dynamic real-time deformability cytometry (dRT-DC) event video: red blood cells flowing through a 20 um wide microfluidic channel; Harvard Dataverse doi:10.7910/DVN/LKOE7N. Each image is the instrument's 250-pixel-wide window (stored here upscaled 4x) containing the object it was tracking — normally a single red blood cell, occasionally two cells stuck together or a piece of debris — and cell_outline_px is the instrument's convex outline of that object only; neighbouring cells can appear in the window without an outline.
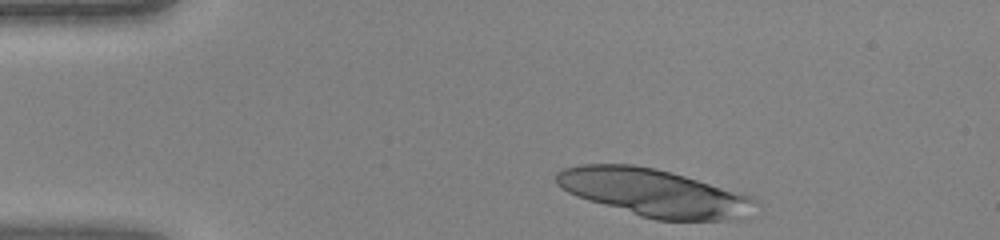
{"species": "human", "species_latin": "Homo sapiens", "temperature_condition": "warm", "stored_images_in_passage": 37, "segment_of_instrument_passage": [1, 2], "camera_frame_rate_fps": 3000, "um_per_image_px": 0.085, "donor": {"sex": "female"}, "frame": {"image": 1, "passage_image": 1, "time_ms": 0.0, "image_size_px": [1000, 240], "cell_outline_px": [[760, 204], [736, 216], [724, 220], [656, 220], [640, 216], [588, 200], [576, 196], [568, 192], [556, 184], [556, 172], [564, 168], [580, 164], [632, 164], [656, 168], [684, 176], [752, 196]], "centroid_in_image_um": [55.5, 16.36], "position_along_channel_um": 29.5, "area_um2": 54.27}}